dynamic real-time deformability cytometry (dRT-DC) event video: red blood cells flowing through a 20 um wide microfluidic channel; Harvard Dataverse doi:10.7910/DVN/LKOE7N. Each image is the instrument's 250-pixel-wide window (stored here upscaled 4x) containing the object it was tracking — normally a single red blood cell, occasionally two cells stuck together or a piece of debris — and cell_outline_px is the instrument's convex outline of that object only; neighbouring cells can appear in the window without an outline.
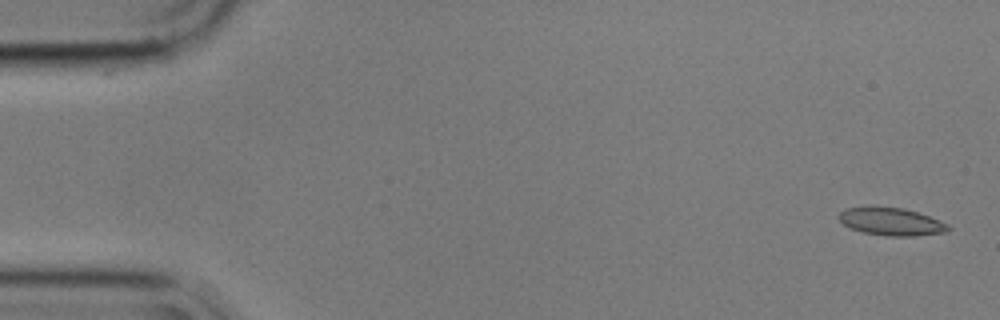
{"species": "common noctule bat (a hibernating species)", "species_latin": "Nyctalus noctula", "temperature_condition": "cold", "stored_images_in_passage": 55, "camera_frame_rate_fps": 3000, "um_per_image_px": 0.085, "animal": {"sex": "male", "body_mass_g": 17.9}, "frame": {"image": 1, "passage_image": 1, "time_ms": 0.0, "image_size_px": [1000, 320], "cell_outline_px": [[952, 228], [948, 232], [916, 236], [888, 236], [860, 232], [848, 228], [836, 216], [844, 208], [872, 204], [904, 208], [940, 220], [948, 224]], "centroid_in_image_um": [75.7, 18.81], "position_along_channel_um": 9.3, "area_um2": 18.44}}
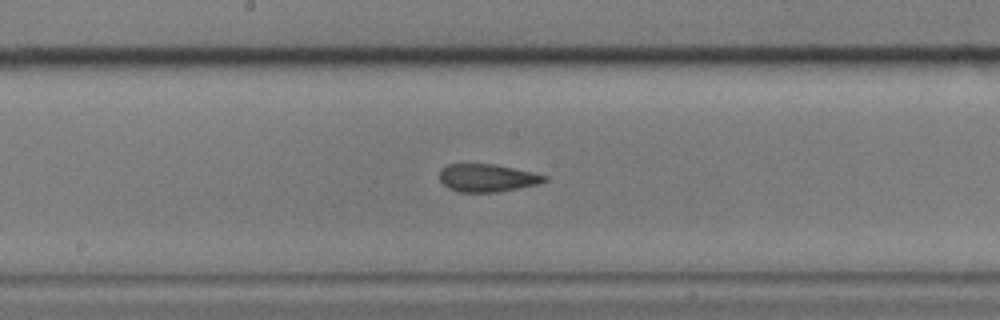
{"frame": {"image": 2, "passage_image": 28, "time_ms": 9.0, "image_size_px": [1000, 320], "cell_outline_px": [[548, 180], [540, 184], [500, 192], [460, 192], [448, 188], [440, 180], [440, 168], [448, 164], [492, 164], [536, 172], [548, 176]], "centroid_in_image_um": [41.46, 15.12], "position_along_channel_um": 206.7, "area_um2": 17.22}}
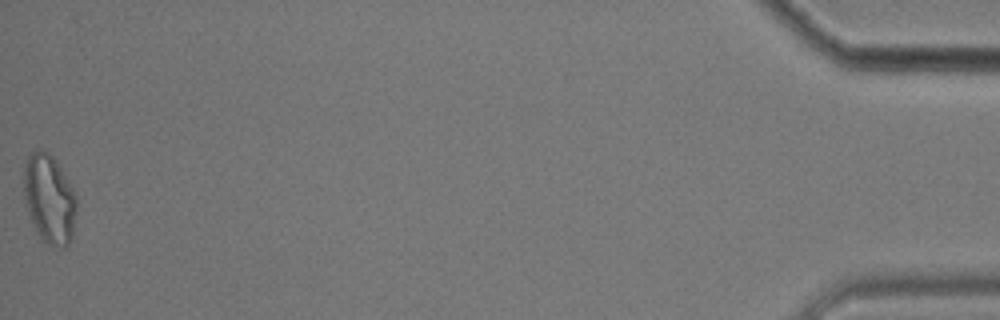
{"frame": {"image": 3, "passage_image": 55, "time_ms": 18.0, "image_size_px": [1000, 320], "cell_outline_px": [[76, 212], [72, 236], [68, 244], [64, 248], [60, 248], [48, 244], [40, 236], [28, 212], [24, 200], [24, 160], [36, 148], [48, 152], [56, 160], [72, 188], [76, 196]], "centroid_in_image_um": [4.18, 16.88], "position_along_channel_um": 431.0, "area_um2": 27.22}, "authors_computed_cell_mechanics": {"area_um2": 17.629, "velocity_mm_per_s": 3.5691, "shape_relaxation_time_tau1_ms": null, "shape_relaxation_time_tau2_ms": 3.0205, "deformation_change_tau1": null, "deformation_change_tau2": 0.1002}}